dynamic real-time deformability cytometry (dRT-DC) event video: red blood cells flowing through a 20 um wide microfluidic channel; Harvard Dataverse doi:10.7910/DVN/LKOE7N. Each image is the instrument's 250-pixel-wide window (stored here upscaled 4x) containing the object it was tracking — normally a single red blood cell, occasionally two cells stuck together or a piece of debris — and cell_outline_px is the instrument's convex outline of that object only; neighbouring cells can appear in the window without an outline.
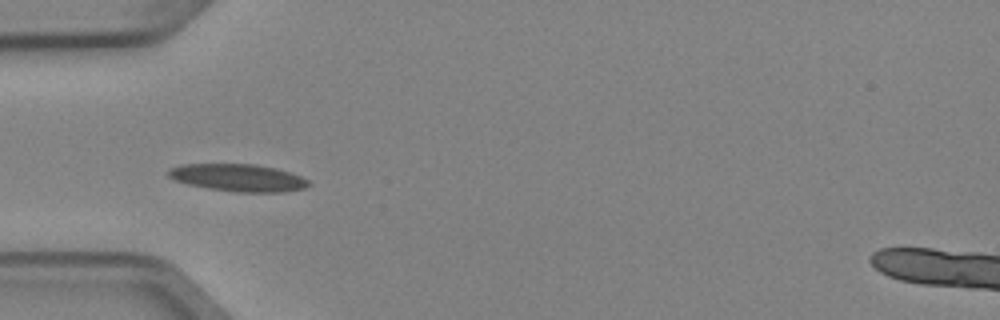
{"species": "Egyptian fruit bat (a non-hibernating species)", "species_latin": "Rousettus aegyptiacus", "temperature_condition": "cold", "stored_images_in_passage": 6, "camera_frame_rate_fps": 3000, "um_per_image_px": 0.085, "animal": {"sex": "female"}, "frame": {"image": 1, "passage_image": 5, "time_ms": 1.333, "image_size_px": [1000, 320], "cell_outline_px": [[312, 184], [304, 188], [284, 192], [236, 192], [208, 188], [188, 184], [176, 180], [168, 176], [168, 168], [180, 164], [256, 164], [276, 168], [300, 176], [308, 180]], "centroid_in_image_um": [20.24, 15.1], "position_along_channel_um": 64.8, "area_um2": 22.37}}
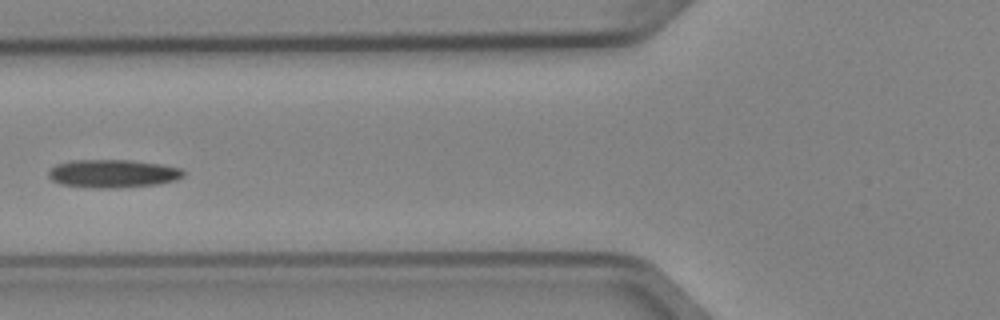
{"frame": {"image": 2, "passage_image": 6, "time_ms": 1.667, "image_size_px": [1000, 320], "cell_outline_px": [[184, 176], [176, 180], [160, 184], [120, 188], [92, 188], [64, 184], [52, 180], [48, 176], [48, 172], [56, 164], [72, 160], [132, 160], [160, 164], [180, 168], [184, 172]], "centroid_in_image_um": [9.62, 14.76], "position_along_channel_um": 116.2, "area_um2": 22.2}}